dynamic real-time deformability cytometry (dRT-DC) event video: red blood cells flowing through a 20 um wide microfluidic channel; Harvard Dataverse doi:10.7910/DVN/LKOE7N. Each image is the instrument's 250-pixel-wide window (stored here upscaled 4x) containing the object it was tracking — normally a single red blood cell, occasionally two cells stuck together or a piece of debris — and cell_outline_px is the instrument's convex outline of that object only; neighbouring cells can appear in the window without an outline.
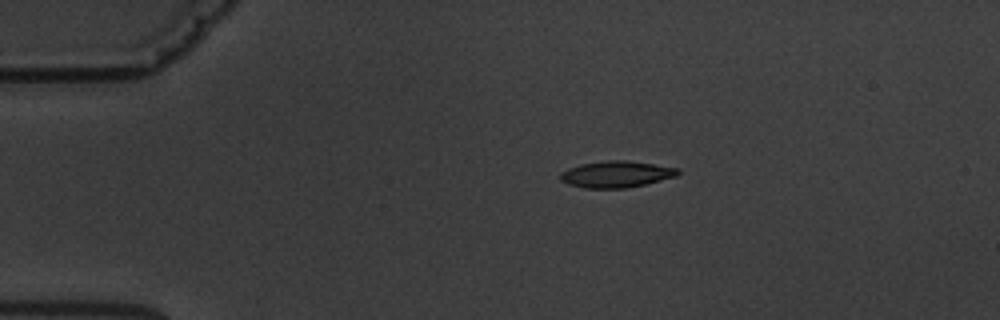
{"species": "common noctule bat (a hibernating species)", "species_latin": "Nyctalus noctula", "temperature_condition": "warm", "stored_images_in_passage": 7, "camera_frame_rate_fps": 3000, "um_per_image_px": 0.085, "animal": {"sex": "male", "body_mass_g": 19.5, "forearm_length_mm": 54.6}, "frame": {"image": 1, "passage_image": 1, "time_ms": 0.0, "image_size_px": [1000, 320], "cell_outline_px": [[680, 172], [676, 176], [644, 184], [624, 188], [584, 188], [568, 184], [560, 180], [560, 172], [568, 168], [580, 164], [608, 160], [624, 160], [680, 168]], "centroid_in_image_um": [52.35, 14.81], "position_along_channel_um": 32.7, "area_um2": 18.03}}
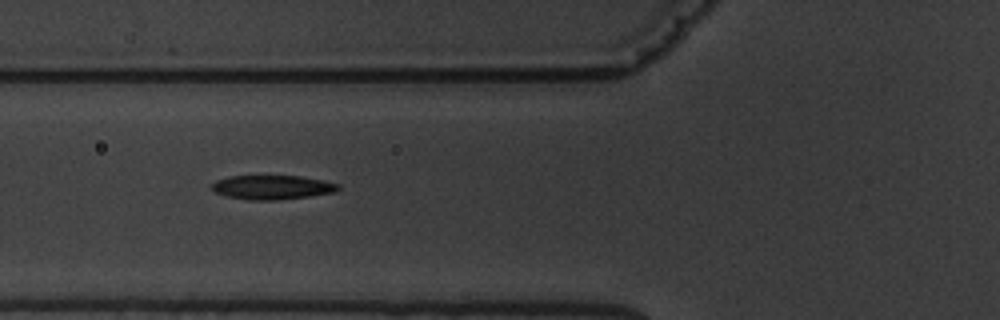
{"frame": {"image": 2, "passage_image": 4, "time_ms": 3.333, "image_size_px": [1000, 320], "cell_outline_px": [[340, 188], [336, 192], [308, 196], [276, 200], [248, 200], [228, 196], [216, 192], [208, 188], [216, 180], [228, 176], [300, 176], [324, 180], [340, 184]], "centroid_in_image_um": [23.14, 15.91], "position_along_channel_um": 102.7, "area_um2": 17.86}}
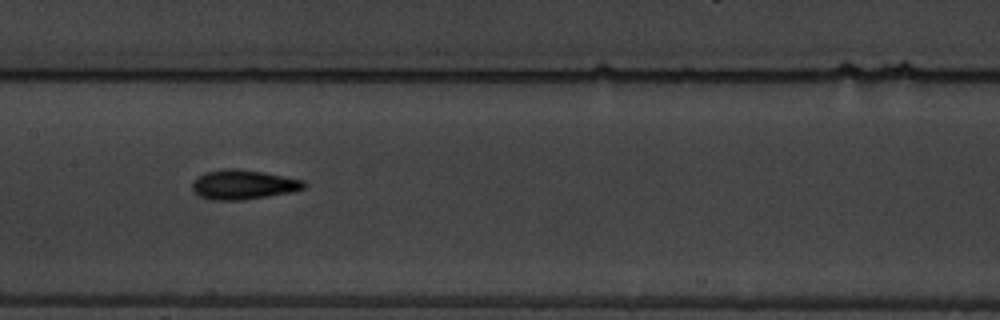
{"frame": {"image": 3, "passage_image": 6, "time_ms": 5.667, "image_size_px": [1000, 320], "cell_outline_px": [[308, 184], [304, 188], [292, 192], [244, 200], [212, 200], [200, 196], [192, 188], [192, 184], [204, 172], [224, 168], [236, 168], [264, 172], [304, 180]], "centroid_in_image_um": [20.72, 15.69], "position_along_channel_um": 186.7, "area_um2": 19.25}}